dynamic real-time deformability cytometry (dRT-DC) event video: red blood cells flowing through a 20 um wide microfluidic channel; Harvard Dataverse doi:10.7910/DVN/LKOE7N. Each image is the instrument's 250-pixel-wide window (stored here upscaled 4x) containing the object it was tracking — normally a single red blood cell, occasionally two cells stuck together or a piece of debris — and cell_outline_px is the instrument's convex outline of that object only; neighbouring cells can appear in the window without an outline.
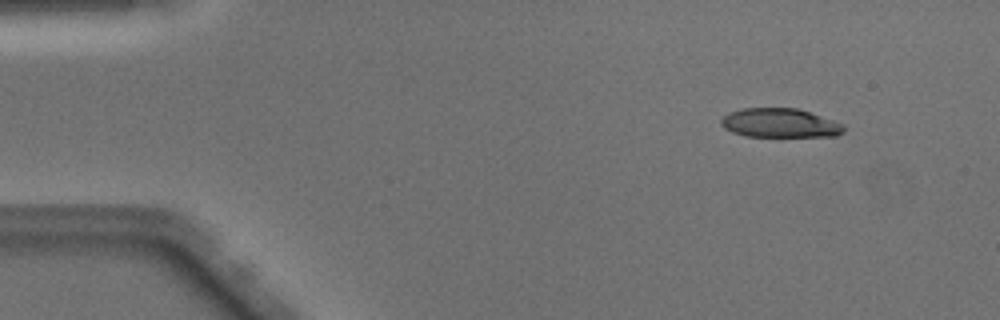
{"species": "Egyptian fruit bat (a non-hibernating species)", "species_latin": "Rousettus aegyptiacus", "temperature_condition": "warm", "stored_images_in_passage": 8, "camera_frame_rate_fps": 3000, "um_per_image_px": 0.085, "animal": {"sex": "male"}, "frame": {"image": 1, "passage_image": 1, "time_ms": 0.0, "image_size_px": [1000, 320], "cell_outline_px": [[844, 132], [836, 136], [744, 136], [732, 132], [724, 128], [720, 124], [720, 120], [728, 112], [744, 108], [796, 108], [844, 124]], "centroid_in_image_um": [66.26, 10.46], "position_along_channel_um": 18.7, "area_um2": 20.69}}